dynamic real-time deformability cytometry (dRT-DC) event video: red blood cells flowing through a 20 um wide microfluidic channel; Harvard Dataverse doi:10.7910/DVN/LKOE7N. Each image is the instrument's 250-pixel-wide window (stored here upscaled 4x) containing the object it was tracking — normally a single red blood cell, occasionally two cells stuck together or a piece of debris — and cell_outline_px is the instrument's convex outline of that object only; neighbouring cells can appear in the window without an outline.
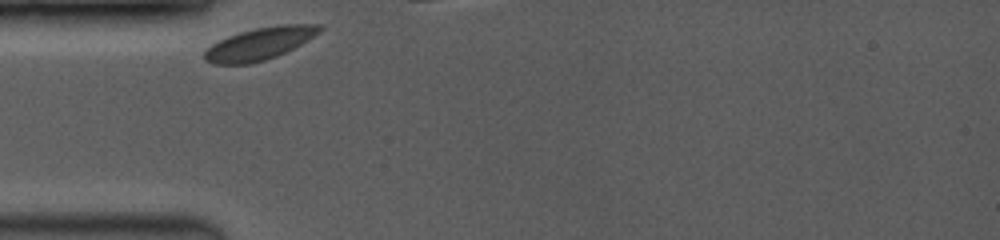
{"species": "common noctule bat (a hibernating species)", "species_latin": "Nyctalus noctula", "temperature_condition": "room temperature", "stored_images_in_passage": 8, "camera_frame_rate_fps": 3500, "um_per_image_px": 0.085, "animal": {"sex": "female", "body_mass_g": 19.0, "forearm_length_mm": 53.3}, "frame": {"image": 1, "passage_image": 1, "time_ms": 0.0, "image_size_px": [1000, 240], "cell_outline_px": [[324, 28], [320, 32], [308, 40], [276, 56], [264, 60], [248, 64], [212, 64], [204, 60], [204, 52], [212, 44], [228, 36], [240, 32], [256, 28], [280, 24], [324, 24]], "centroid_in_image_um": [22.09, 3.7], "position_along_channel_um": 62.9, "area_um2": 21.56}}
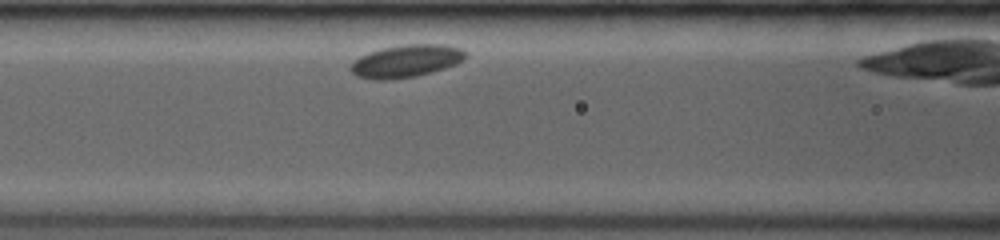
{"frame": {"image": 2, "passage_image": 6, "time_ms": 2.0, "image_size_px": [1000, 240], "cell_outline_px": [[468, 56], [464, 60], [456, 64], [432, 72], [416, 76], [392, 80], [372, 80], [356, 76], [352, 72], [352, 64], [360, 56], [368, 52], [380, 48], [404, 44], [444, 44], [460, 48]], "centroid_in_image_um": [34.53, 5.19], "position_along_channel_um": 132.1, "area_um2": 21.91}}
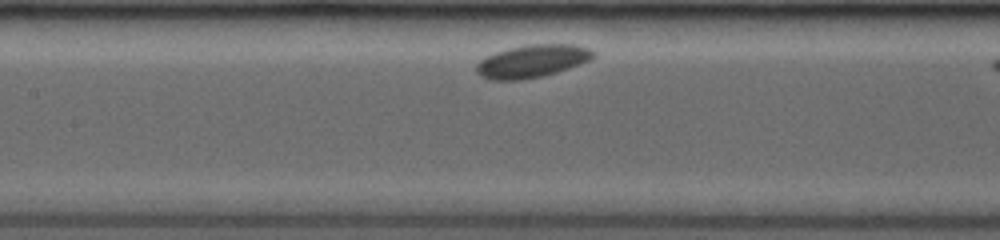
{"frame": {"image": 3, "passage_image": 8, "time_ms": 2.857, "image_size_px": [1000, 240], "cell_outline_px": [[596, 56], [580, 64], [556, 72], [540, 76], [520, 80], [492, 80], [480, 76], [476, 72], [476, 64], [480, 60], [496, 52], [508, 48], [528, 44], [576, 44], [592, 48], [596, 52]], "centroid_in_image_um": [45.26, 5.18], "position_along_channel_um": 162.1, "area_um2": 22.37}}